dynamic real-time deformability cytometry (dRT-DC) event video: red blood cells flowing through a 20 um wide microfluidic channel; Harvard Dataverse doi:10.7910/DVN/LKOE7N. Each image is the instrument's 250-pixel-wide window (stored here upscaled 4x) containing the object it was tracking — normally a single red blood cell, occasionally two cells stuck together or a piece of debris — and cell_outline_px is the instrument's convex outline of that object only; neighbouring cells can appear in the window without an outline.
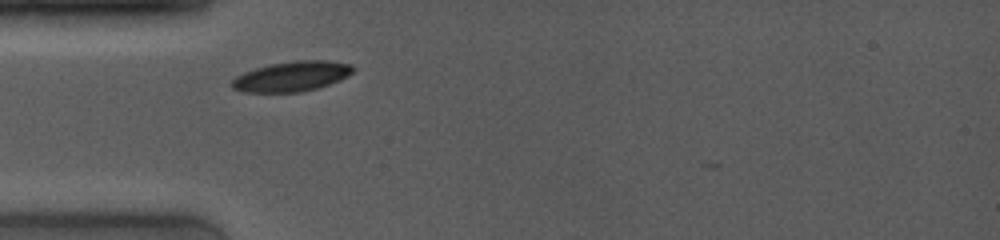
{"species": "common noctule bat (a hibernating species)", "species_latin": "Nyctalus noctula", "temperature_condition": "room temperature", "stored_images_in_passage": 5, "segment_of_instrument_passage": [1, 2], "camera_frame_rate_fps": 4000, "um_per_image_px": 0.085, "animal": {"sex": "female", "body_mass_g": 19.0, "forearm_length_mm": 53.3}, "frame": {"image": 1, "passage_image": 1, "time_ms": 0.0, "image_size_px": [1000, 240], "cell_outline_px": [[356, 68], [348, 76], [340, 80], [316, 88], [300, 92], [244, 92], [232, 88], [232, 80], [236, 76], [244, 72], [256, 68], [272, 64], [296, 60], [328, 60], [352, 64]], "centroid_in_image_um": [24.83, 6.48], "position_along_channel_um": 60.2, "area_um2": 21.15}}
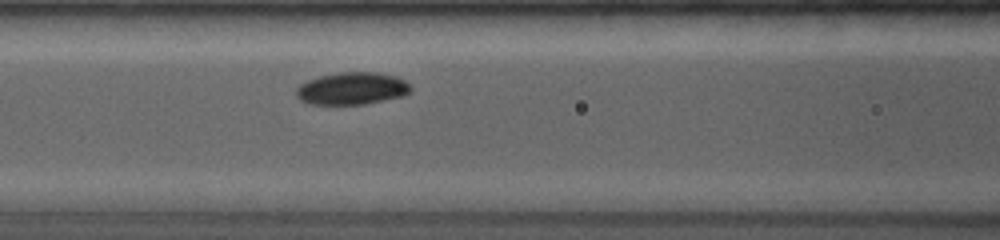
{"frame": {"image": 2, "passage_image": 4, "time_ms": 2.0, "image_size_px": [1000, 240], "cell_outline_px": [[412, 88], [404, 96], [364, 104], [308, 104], [300, 100], [296, 96], [296, 88], [300, 84], [308, 80], [320, 76], [340, 72], [372, 72], [396, 76], [404, 80]], "centroid_in_image_um": [29.9, 7.52], "position_along_channel_um": 136.7, "area_um2": 21.5}}